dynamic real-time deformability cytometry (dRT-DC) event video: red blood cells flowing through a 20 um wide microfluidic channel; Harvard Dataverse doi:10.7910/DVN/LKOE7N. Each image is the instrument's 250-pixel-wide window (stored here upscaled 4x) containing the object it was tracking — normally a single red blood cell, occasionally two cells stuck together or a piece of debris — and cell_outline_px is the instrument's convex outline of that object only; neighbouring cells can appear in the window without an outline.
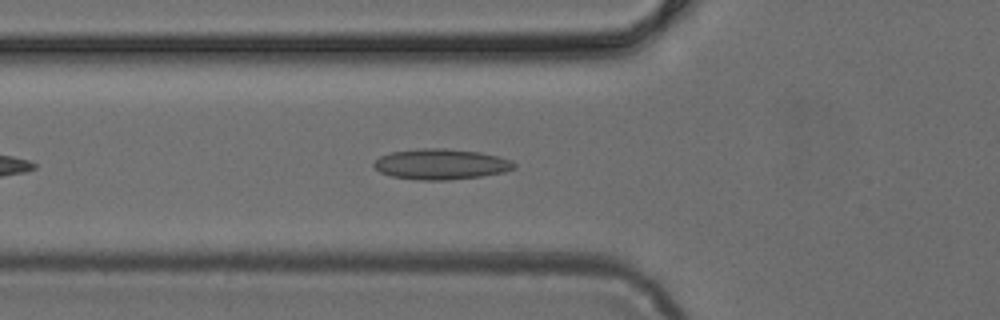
{"species": "common noctule bat (a hibernating species)", "species_latin": "Nyctalus noctula", "temperature_condition": "cold", "stored_images_in_passage": 37, "camera_frame_rate_fps": 3000, "um_per_image_px": 0.085, "animal": {"sex": "female", "body_mass_g": 24.6, "forearm_length_mm": 56.2}, "frame": {"image": 1, "passage_image": 6, "time_ms": 1.667, "image_size_px": [1000, 320], "cell_outline_px": [[516, 168], [504, 172], [480, 176], [448, 180], [416, 180], [392, 176], [380, 172], [372, 164], [380, 156], [392, 152], [416, 148], [444, 148], [480, 152], [500, 156], [512, 160], [516, 164]], "centroid_in_image_um": [37.5, 13.95], "position_along_channel_um": 88.3, "area_um2": 25.14}}
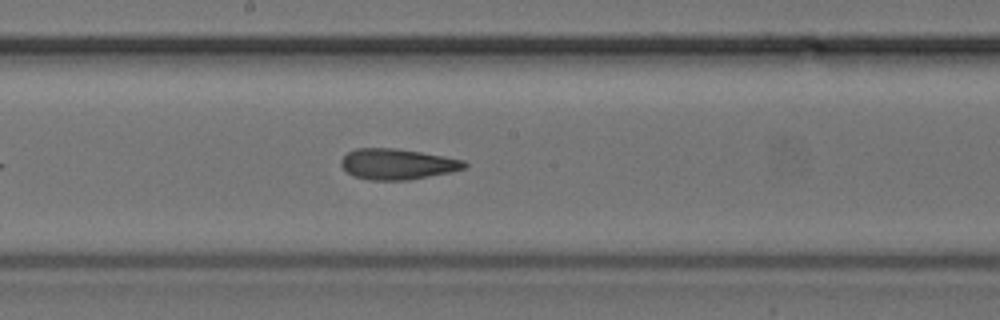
{"frame": {"image": 2, "passage_image": 15, "time_ms": 4.667, "image_size_px": [1000, 320], "cell_outline_px": [[468, 164], [464, 168], [452, 172], [408, 180], [368, 180], [352, 176], [340, 164], [340, 160], [348, 152], [356, 148], [396, 148], [444, 156], [464, 160]], "centroid_in_image_um": [33.76, 13.95], "position_along_channel_um": 214.4, "area_um2": 22.14}}
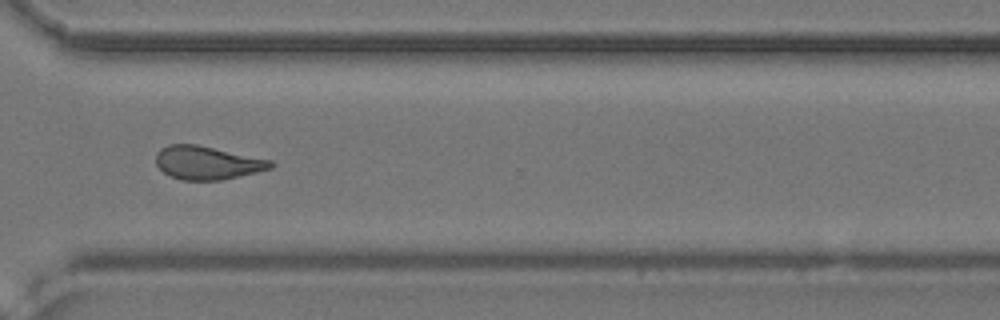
{"frame": {"image": 3, "passage_image": 25, "time_ms": 8.0, "image_size_px": [1000, 320], "cell_outline_px": [[276, 164], [272, 168], [256, 172], [220, 180], [180, 180], [164, 172], [156, 164], [156, 152], [160, 148], [168, 144], [196, 144], [272, 160]], "centroid_in_image_um": [17.61, 13.82], "position_along_channel_um": 353.0, "area_um2": 22.25}}